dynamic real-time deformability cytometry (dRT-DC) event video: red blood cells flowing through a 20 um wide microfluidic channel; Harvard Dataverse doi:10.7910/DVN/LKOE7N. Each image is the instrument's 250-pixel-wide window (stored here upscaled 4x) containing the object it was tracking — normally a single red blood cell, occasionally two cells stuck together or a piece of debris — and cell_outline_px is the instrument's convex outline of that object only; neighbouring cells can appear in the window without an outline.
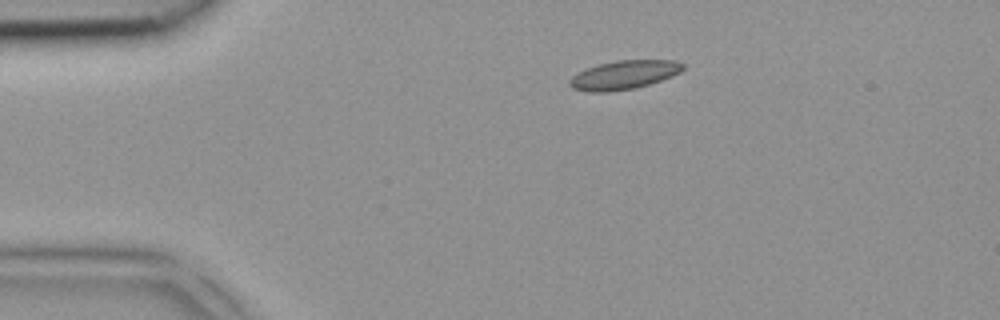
{"species": "common noctule bat (a hibernating species)", "species_latin": "Nyctalus noctula", "temperature_condition": "room temperature", "stored_images_in_passage": 2, "camera_frame_rate_fps": 3000, "um_per_image_px": 0.085, "animal": {"sex": "female", "body_mass_g": 18.4}, "frame": {"image": 1, "passage_image": 1, "time_ms": 0.0, "image_size_px": [1000, 320], "cell_outline_px": [[684, 68], [680, 72], [672, 76], [636, 88], [608, 92], [588, 92], [572, 88], [568, 84], [568, 80], [572, 76], [588, 68], [600, 64], [616, 60], [676, 60], [684, 64]], "centroid_in_image_um": [53.03, 6.37], "position_along_channel_um": 32.0, "area_um2": 18.96}}